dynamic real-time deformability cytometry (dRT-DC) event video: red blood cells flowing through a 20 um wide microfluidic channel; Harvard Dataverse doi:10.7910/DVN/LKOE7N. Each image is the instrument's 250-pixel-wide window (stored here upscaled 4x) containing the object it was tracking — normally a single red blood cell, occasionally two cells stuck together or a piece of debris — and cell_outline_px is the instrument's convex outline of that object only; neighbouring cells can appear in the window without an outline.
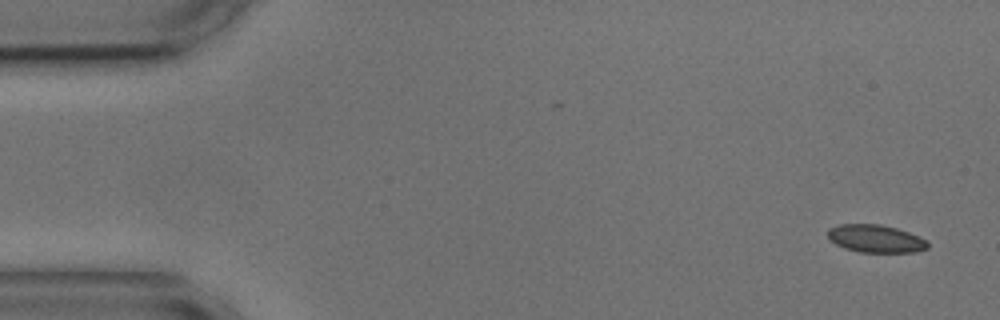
{"species": "common noctule bat (a hibernating species)", "species_latin": "Nyctalus noctula", "temperature_condition": "cold", "stored_images_in_passage": 7, "camera_frame_rate_fps": 3000, "um_per_image_px": 0.085, "animal": {"sex": "male", "body_mass_g": 17.9, "forearm_length_mm": 54.2}, "frame": {"image": 1, "passage_image": 1, "time_ms": 0.0, "image_size_px": [1000, 320], "cell_outline_px": [[928, 248], [916, 252], [860, 252], [844, 248], [836, 244], [828, 236], [828, 228], [840, 224], [880, 224], [896, 228], [920, 236], [928, 240]], "centroid_in_image_um": [74.46, 20.28], "position_along_channel_um": 10.5, "area_um2": 16.18}}